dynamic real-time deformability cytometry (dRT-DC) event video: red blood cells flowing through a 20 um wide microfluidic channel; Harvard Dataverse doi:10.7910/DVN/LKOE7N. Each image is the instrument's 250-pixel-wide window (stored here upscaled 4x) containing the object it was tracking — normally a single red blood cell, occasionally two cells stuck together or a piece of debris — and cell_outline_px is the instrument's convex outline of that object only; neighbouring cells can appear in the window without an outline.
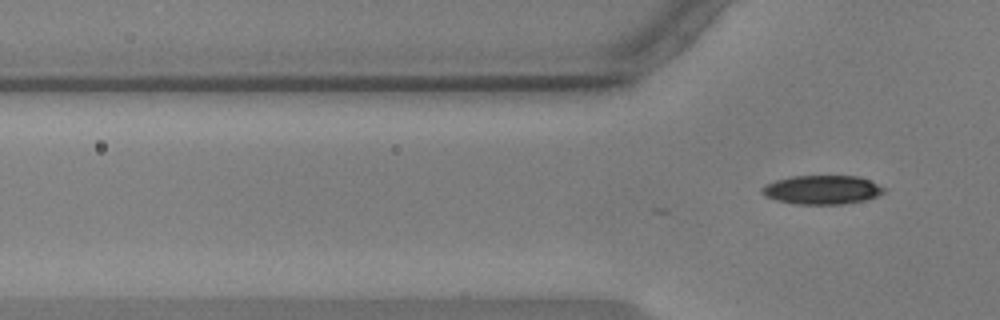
{"species": "common noctule bat (a hibernating species)", "species_latin": "Nyctalus noctula", "temperature_condition": "warm", "stored_images_in_passage": 5, "camera_frame_rate_fps": 3000, "um_per_image_px": 0.085, "animal": {"sex": "male", "body_mass_g": 17.9, "forearm_length_mm": 54.2}, "frame": {"image": 1, "passage_image": 5, "time_ms": 1.333, "image_size_px": [1000, 320], "cell_outline_px": [[884, 192], [876, 196], [864, 200], [844, 204], [796, 204], [776, 200], [764, 196], [760, 192], [760, 188], [764, 184], [776, 180], [792, 176], [860, 176], [884, 188]], "centroid_in_image_um": [69.81, 16.13], "position_along_channel_um": 56.0, "area_um2": 20.52}}